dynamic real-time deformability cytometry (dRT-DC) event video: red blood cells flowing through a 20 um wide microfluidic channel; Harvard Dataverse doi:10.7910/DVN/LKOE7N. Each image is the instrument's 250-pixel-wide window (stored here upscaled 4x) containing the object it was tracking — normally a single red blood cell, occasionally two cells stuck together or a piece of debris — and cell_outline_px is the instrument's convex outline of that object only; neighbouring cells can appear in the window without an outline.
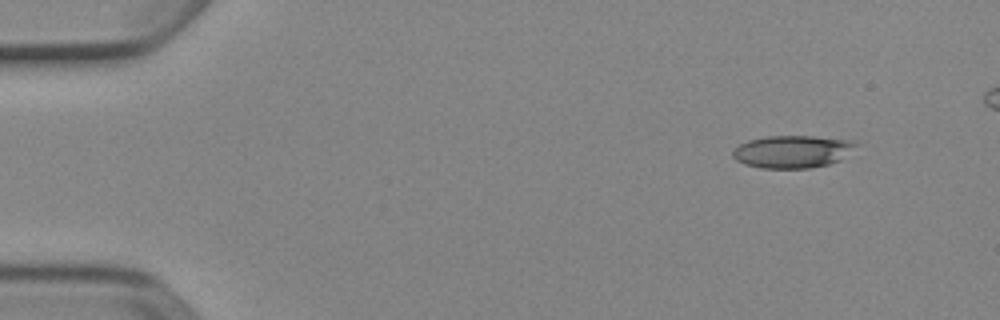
{"species": "Egyptian fruit bat (a non-hibernating species)", "species_latin": "Rousettus aegyptiacus", "temperature_condition": "cold", "stored_images_in_passage": 3, "segment_of_instrument_passage": [2, 2], "camera_frame_rate_fps": 3000, "um_per_image_px": 0.085, "animal": {"sex": "female"}, "frame": {"image": 1, "passage_image": 3, "time_ms": 0.667, "image_size_px": [1000, 320], "cell_outline_px": [[856, 144], [840, 160], [828, 164], [808, 168], [760, 168], [744, 164], [736, 160], [732, 156], [732, 152], [740, 144], [748, 140], [768, 136], [812, 136], [856, 140]], "centroid_in_image_um": [67.32, 12.88], "position_along_channel_um": 17.7, "area_um2": 23.18}}